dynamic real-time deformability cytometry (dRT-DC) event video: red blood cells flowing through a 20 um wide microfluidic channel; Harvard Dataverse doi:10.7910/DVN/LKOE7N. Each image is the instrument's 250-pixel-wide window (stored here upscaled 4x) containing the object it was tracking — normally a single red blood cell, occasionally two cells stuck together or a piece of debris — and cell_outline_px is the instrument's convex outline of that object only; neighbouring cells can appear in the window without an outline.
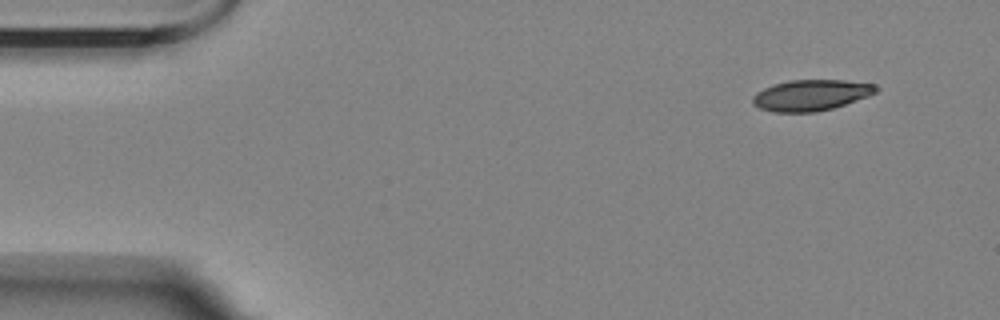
{"species": "Egyptian fruit bat (a non-hibernating species)", "species_latin": "Rousettus aegyptiacus", "temperature_condition": "room temperature", "stored_images_in_passage": 4, "camera_frame_rate_fps": 3000, "um_per_image_px": 0.085, "animal": {"sex": "female"}, "frame": {"image": 1, "passage_image": 1, "time_ms": 0.0, "image_size_px": [1000, 320], "cell_outline_px": [[880, 88], [876, 92], [868, 96], [832, 108], [816, 112], [776, 112], [760, 108], [752, 104], [752, 96], [756, 92], [772, 84], [788, 80], [844, 80], [876, 84]], "centroid_in_image_um": [68.92, 8.08], "position_along_channel_um": 16.1, "area_um2": 22.31}}
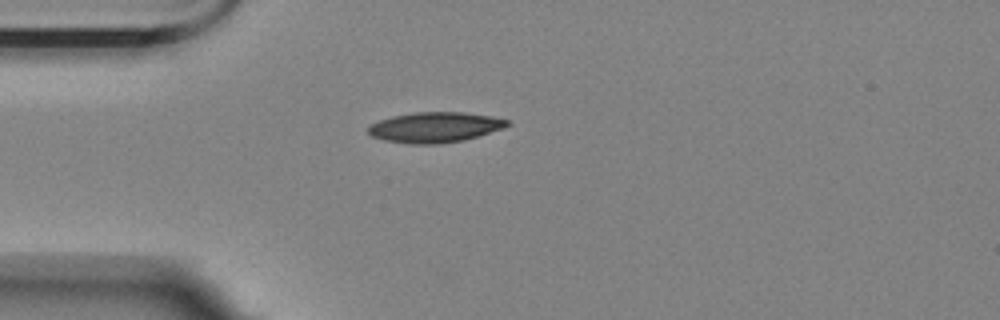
{"frame": {"image": 2, "passage_image": 4, "time_ms": 3.333, "image_size_px": [1000, 320], "cell_outline_px": [[512, 124], [504, 128], [476, 136], [460, 140], [436, 144], [412, 144], [384, 140], [372, 136], [368, 132], [368, 128], [372, 124], [380, 120], [392, 116], [416, 112], [464, 112], [492, 116], [508, 120]], "centroid_in_image_um": [36.98, 10.81], "position_along_channel_um": 48.0, "area_um2": 24.33}}